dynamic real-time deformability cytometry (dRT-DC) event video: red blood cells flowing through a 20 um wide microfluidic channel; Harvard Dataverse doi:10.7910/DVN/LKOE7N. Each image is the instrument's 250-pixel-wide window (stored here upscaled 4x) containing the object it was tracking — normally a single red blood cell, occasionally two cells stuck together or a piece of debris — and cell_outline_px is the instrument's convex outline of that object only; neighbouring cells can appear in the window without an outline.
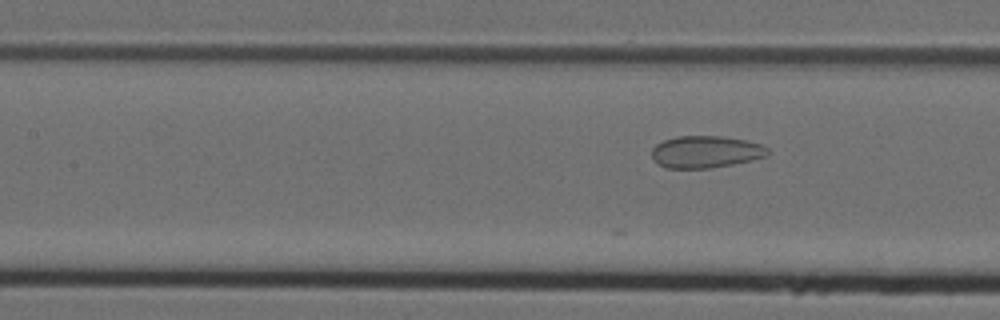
{"species": "Egyptian fruit bat (a non-hibernating species)", "species_latin": "Rousettus aegyptiacus", "temperature_condition": "cold", "stored_images_in_passage": 29, "camera_frame_rate_fps": 3000, "um_per_image_px": 0.085, "animal": {"sex": "female"}, "frame": {"image": 1, "passage_image": 9, "time_ms": 2.667, "image_size_px": [1000, 320], "cell_outline_px": [[772, 152], [768, 156], [752, 160], [732, 164], [708, 168], [664, 168], [652, 160], [652, 148], [656, 144], [664, 140], [676, 136], [724, 136], [744, 140], [760, 144], [768, 148]], "centroid_in_image_um": [59.98, 12.91], "position_along_channel_um": 147.4, "area_um2": 21.85}}
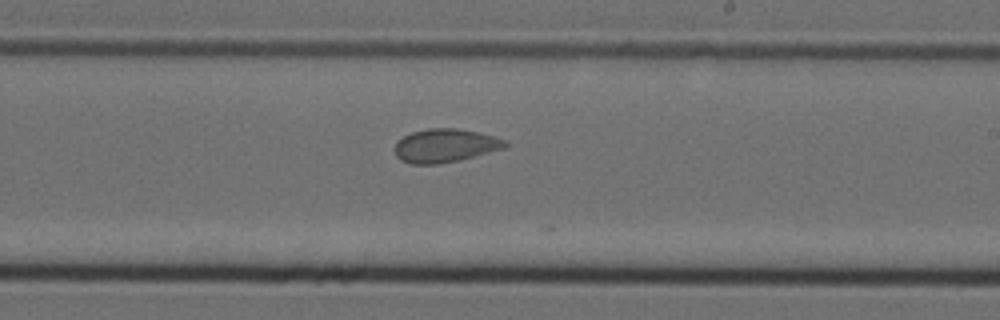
{"frame": {"image": 2, "passage_image": 17, "time_ms": 5.333, "image_size_px": [1000, 320], "cell_outline_px": [[508, 144], [504, 148], [460, 160], [436, 164], [412, 164], [400, 160], [396, 156], [396, 144], [404, 136], [412, 132], [428, 128], [456, 128], [480, 132], [504, 140]], "centroid_in_image_um": [37.83, 12.37], "position_along_channel_um": 251.2, "area_um2": 21.33}}
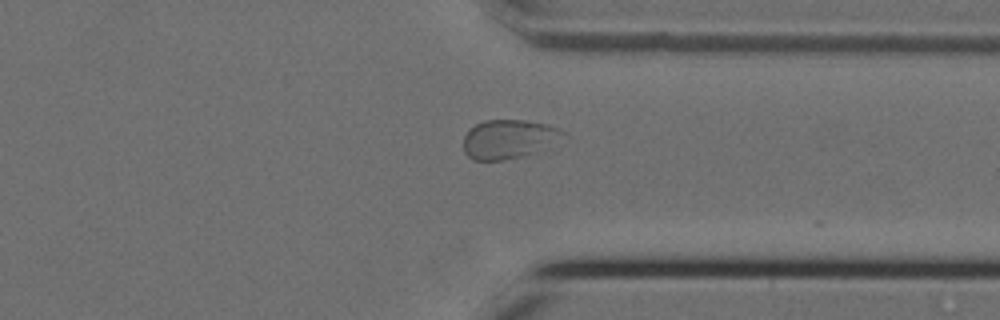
{"frame": {"image": 3, "passage_image": 26, "time_ms": 8.333, "image_size_px": [1000, 320], "cell_outline_px": [[564, 132], [536, 152], [520, 156], [500, 160], [472, 160], [464, 152], [464, 136], [476, 124], [484, 120], [524, 120], [544, 124], [556, 128]], "centroid_in_image_um": [43.11, 11.82], "position_along_channel_um": 368.3, "area_um2": 21.68}}